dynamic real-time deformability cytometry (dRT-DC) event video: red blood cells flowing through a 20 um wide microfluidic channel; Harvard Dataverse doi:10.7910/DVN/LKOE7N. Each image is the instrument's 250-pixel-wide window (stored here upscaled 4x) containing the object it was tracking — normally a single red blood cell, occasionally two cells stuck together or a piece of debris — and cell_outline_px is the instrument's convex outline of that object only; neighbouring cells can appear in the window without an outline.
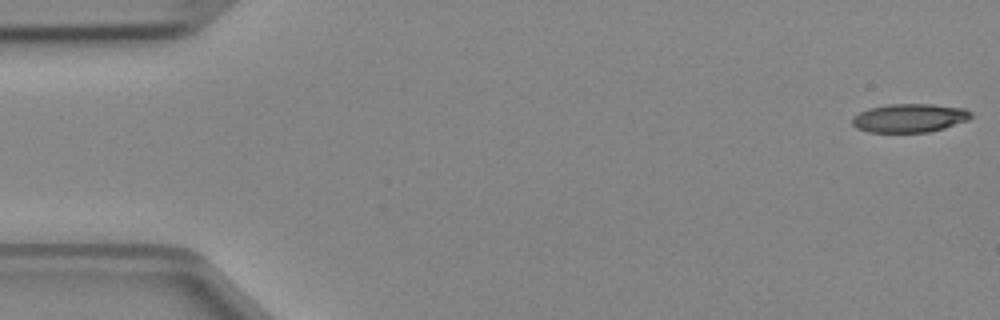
{"species": "Egyptian fruit bat (a non-hibernating species)", "species_latin": "Rousettus aegyptiacus", "temperature_condition": "cold", "stored_images_in_passage": 47, "camera_frame_rate_fps": 3000, "um_per_image_px": 0.085, "animal": {"sex": "female"}, "frame": {"image": 1, "passage_image": 1, "time_ms": 0.0, "image_size_px": [1000, 320], "cell_outline_px": [[972, 116], [968, 120], [944, 128], [928, 132], [868, 132], [856, 128], [852, 124], [852, 116], [868, 108], [888, 104], [932, 104], [964, 108], [972, 112]], "centroid_in_image_um": [77.29, 10.03], "position_along_channel_um": 7.7, "area_um2": 19.88}}
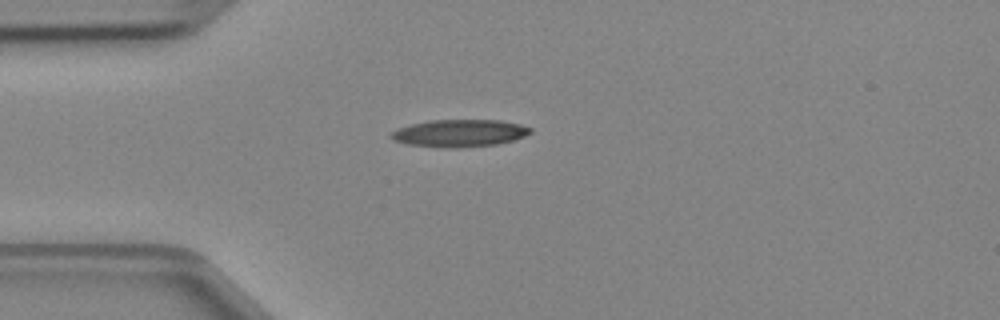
{"frame": {"image": 2, "passage_image": 12, "time_ms": 3.667, "image_size_px": [1000, 320], "cell_outline_px": [[532, 132], [524, 136], [512, 140], [496, 144], [460, 148], [452, 148], [408, 144], [396, 140], [388, 136], [396, 128], [428, 120], [500, 120], [520, 124], [532, 128]], "centroid_in_image_um": [39.07, 11.31], "position_along_channel_um": 45.9, "area_um2": 22.08}}
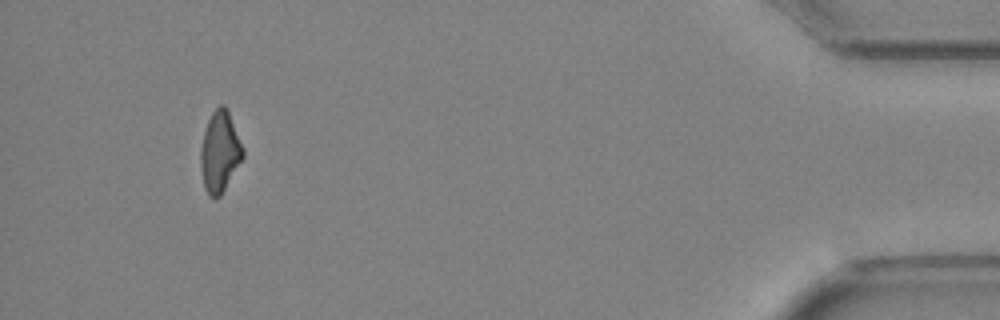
{"frame": {"image": 3, "passage_image": 44, "time_ms": 14.333, "image_size_px": [1000, 320], "cell_outline_px": [[244, 156], [220, 196], [216, 200], [212, 200], [208, 196], [204, 188], [200, 168], [200, 148], [204, 132], [208, 120], [212, 112], [220, 104], [224, 104], [228, 108], [244, 148]], "centroid_in_image_um": [18.68, 12.91], "position_along_channel_um": 416.5, "area_um2": 20.29}}